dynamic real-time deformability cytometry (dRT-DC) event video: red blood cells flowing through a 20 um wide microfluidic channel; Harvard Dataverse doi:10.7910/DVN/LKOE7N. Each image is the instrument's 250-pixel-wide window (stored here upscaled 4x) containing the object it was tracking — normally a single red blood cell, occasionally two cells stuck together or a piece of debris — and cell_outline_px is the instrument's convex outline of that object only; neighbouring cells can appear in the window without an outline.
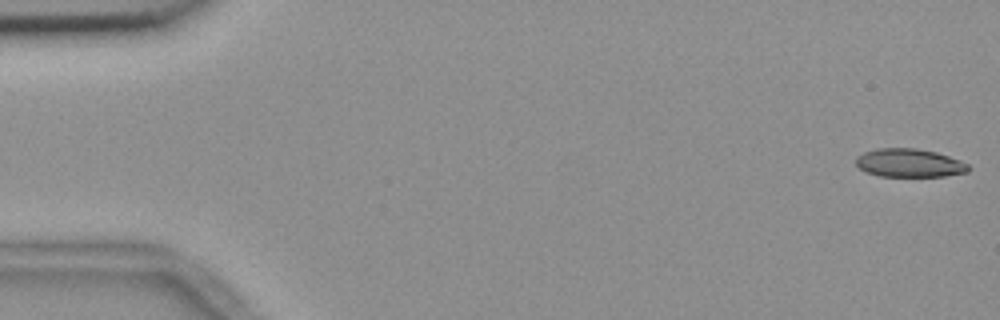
{"species": "common noctule bat (a hibernating species)", "species_latin": "Nyctalus noctula", "temperature_condition": "room temperature", "stored_images_in_passage": 55, "camera_frame_rate_fps": 3000, "um_per_image_px": 0.085, "animal": {"sex": "female", "body_mass_g": 18.4}, "frame": {"image": 1, "passage_image": 1, "time_ms": 0.0, "image_size_px": [1000, 320], "cell_outline_px": [[968, 172], [944, 176], [880, 176], [868, 172], [860, 168], [856, 164], [856, 156], [864, 152], [876, 148], [916, 148], [936, 152], [948, 156], [968, 164]], "centroid_in_image_um": [77.27, 13.84], "position_along_channel_um": 7.7, "area_um2": 18.44}}
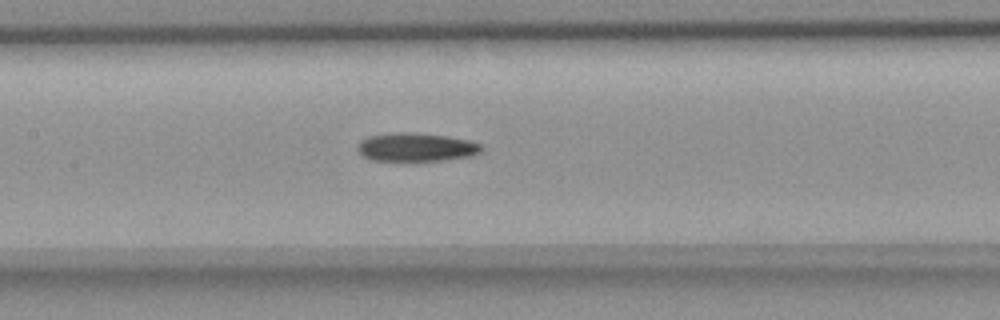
{"frame": {"image": 2, "passage_image": 26, "time_ms": 8.333, "image_size_px": [1000, 320], "cell_outline_px": [[480, 152], [468, 156], [440, 160], [372, 160], [364, 156], [356, 148], [360, 140], [368, 136], [396, 132], [412, 132], [448, 136], [468, 140], [480, 144]], "centroid_in_image_um": [35.32, 12.49], "position_along_channel_um": 172.1, "area_um2": 20.23}}
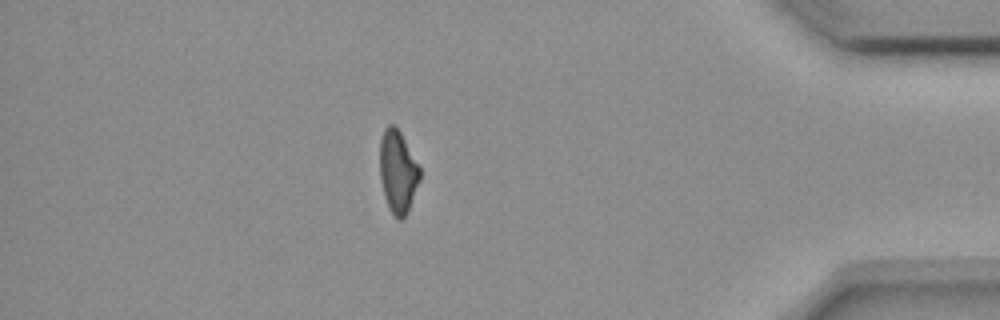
{"frame": {"image": 3, "passage_image": 48, "time_ms": 15.667, "image_size_px": [1000, 320], "cell_outline_px": [[420, 180], [408, 212], [400, 220], [396, 220], [388, 208], [384, 196], [380, 180], [380, 140], [384, 128], [388, 124], [392, 124], [400, 132], [420, 168]], "centroid_in_image_um": [33.8, 14.63], "position_along_channel_um": 401.4, "area_um2": 19.31}}